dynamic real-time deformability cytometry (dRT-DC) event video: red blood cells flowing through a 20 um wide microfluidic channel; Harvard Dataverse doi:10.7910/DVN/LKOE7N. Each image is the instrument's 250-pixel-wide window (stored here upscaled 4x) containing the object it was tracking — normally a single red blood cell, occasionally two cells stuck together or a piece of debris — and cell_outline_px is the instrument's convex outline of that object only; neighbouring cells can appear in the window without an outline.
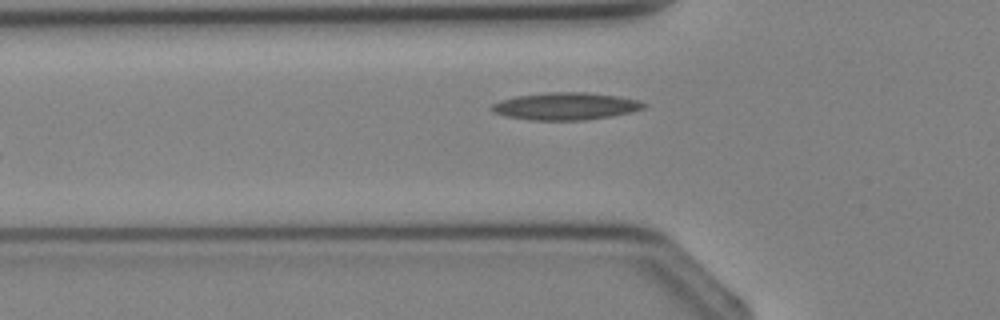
{"species": "Egyptian fruit bat (a non-hibernating species)", "species_latin": "Rousettus aegyptiacus", "temperature_condition": "cold", "stored_images_in_passage": 4, "camera_frame_rate_fps": 3000, "um_per_image_px": 0.085, "animal": {"sex": "female"}, "frame": {"image": 1, "passage_image": 4, "time_ms": 3.667, "image_size_px": [1000, 320], "cell_outline_px": [[648, 104], [644, 108], [632, 112], [612, 116], [584, 120], [532, 120], [504, 116], [488, 108], [492, 104], [500, 100], [516, 96], [548, 92], [584, 92], [616, 96], [640, 100]], "centroid_in_image_um": [48.09, 9.03], "position_along_channel_um": 77.7, "area_um2": 24.28}}